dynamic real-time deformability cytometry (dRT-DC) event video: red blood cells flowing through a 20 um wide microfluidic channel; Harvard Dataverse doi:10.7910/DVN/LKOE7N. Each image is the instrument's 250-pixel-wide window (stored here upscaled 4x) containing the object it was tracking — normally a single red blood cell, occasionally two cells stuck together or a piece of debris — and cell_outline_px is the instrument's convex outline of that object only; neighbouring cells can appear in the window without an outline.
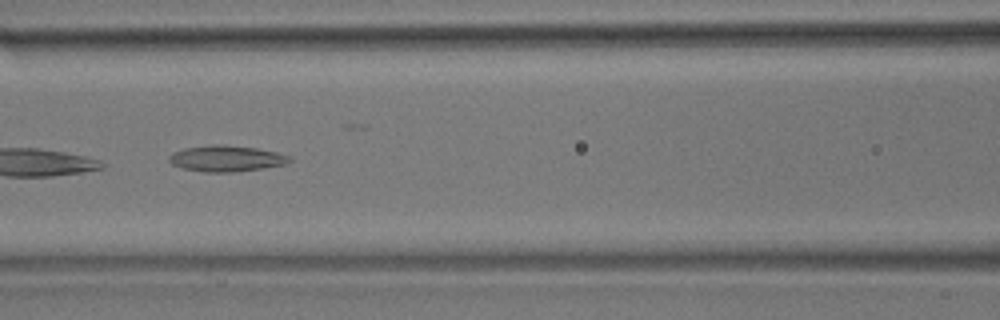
{"species": "common noctule bat (a hibernating species)", "species_latin": "Nyctalus noctula", "temperature_condition": "room temperature", "stored_images_in_passage": 11, "camera_frame_rate_fps": 3000, "um_per_image_px": 0.085, "animal": {"sex": "male", "body_mass_g": 17.9}, "frame": {"image": 1, "passage_image": 5, "time_ms": 1.333, "image_size_px": [1000, 320], "cell_outline_px": [[292, 160], [284, 164], [264, 168], [232, 172], [204, 172], [184, 168], [172, 164], [168, 160], [168, 156], [172, 152], [184, 148], [212, 144], [224, 144], [256, 148], [276, 152], [292, 156]], "centroid_in_image_um": [19.23, 13.46], "position_along_channel_um": 147.4, "area_um2": 18.38}}
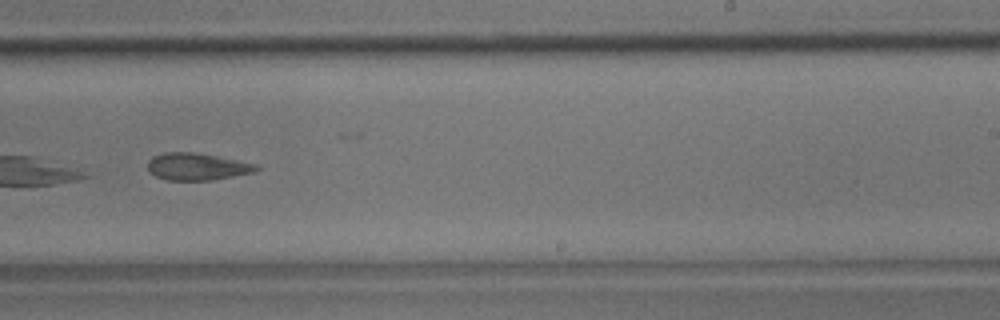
{"frame": {"image": 2, "passage_image": 8, "time_ms": 2.333, "image_size_px": [1000, 320], "cell_outline_px": [[260, 168], [256, 172], [212, 180], [168, 180], [156, 176], [148, 172], [148, 160], [152, 156], [164, 152], [196, 152], [256, 164]], "centroid_in_image_um": [16.72, 14.16], "position_along_channel_um": 272.3, "area_um2": 17.22}}